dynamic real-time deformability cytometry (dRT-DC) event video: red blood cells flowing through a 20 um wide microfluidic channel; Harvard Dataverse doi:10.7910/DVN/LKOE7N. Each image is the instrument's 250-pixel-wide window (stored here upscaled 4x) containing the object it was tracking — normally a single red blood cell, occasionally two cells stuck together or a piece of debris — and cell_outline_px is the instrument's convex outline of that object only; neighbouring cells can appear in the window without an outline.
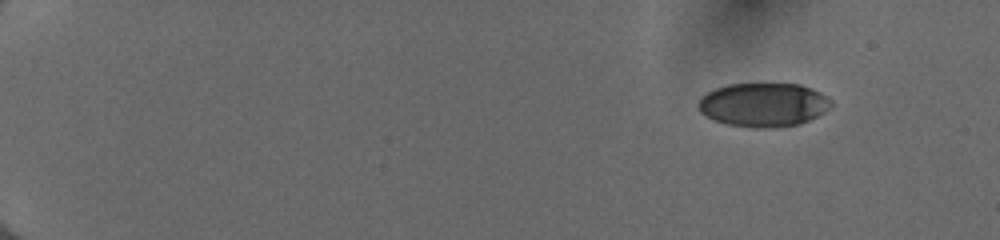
{"species": "human", "species_latin": "Homo sapiens", "temperature_condition": "cold", "stored_images_in_passage": 48, "camera_frame_rate_fps": 3000, "um_per_image_px": 0.085, "donor": {"sex": "female"}, "frame": {"image": 1, "passage_image": 1, "time_ms": 0.0, "image_size_px": [1000, 240], "cell_outline_px": [[832, 108], [800, 124], [776, 128], [756, 128], [724, 124], [700, 112], [696, 104], [700, 96], [716, 88], [728, 84], [800, 84], [812, 88], [828, 96], [832, 100]], "centroid_in_image_um": [64.91, 8.91], "position_along_channel_um": 20.1, "area_um2": 34.28}}
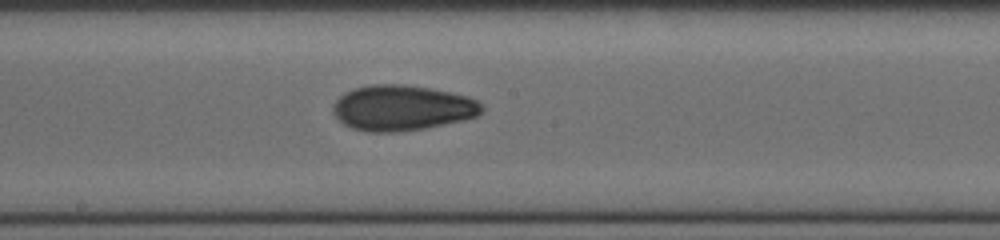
{"frame": {"image": 2, "passage_image": 27, "time_ms": 8.667, "image_size_px": [1000, 240], "cell_outline_px": [[484, 108], [476, 116], [464, 120], [424, 128], [396, 132], [368, 132], [352, 128], [344, 124], [332, 112], [332, 104], [344, 92], [352, 88], [372, 84], [404, 84], [428, 88], [468, 96], [476, 100]], "centroid_in_image_um": [34.13, 9.17], "position_along_channel_um": 214.1, "area_um2": 39.36}}
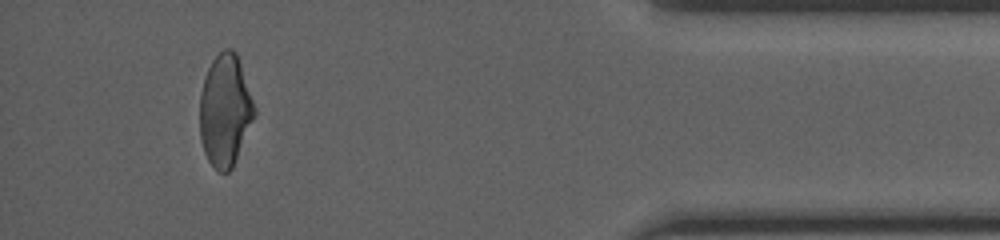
{"frame": {"image": 3, "passage_image": 45, "time_ms": 14.667, "image_size_px": [1000, 240], "cell_outline_px": [[256, 116], [232, 168], [228, 172], [220, 172], [208, 160], [204, 152], [200, 136], [200, 92], [204, 76], [212, 60], [224, 48], [232, 48], [236, 52], [256, 108]], "centroid_in_image_um": [19.14, 9.37], "position_along_channel_um": 416.1, "area_um2": 35.72}, "authors_computed_cell_mechanics": {"area_um2": 36.6452, "velocity_mm_per_s": 4.0633, "shape_relaxation_time_tau1_ms": 5.5241, "shape_relaxation_time_tau2_ms": 3.3865, "deformation_change_tau1": 0.1508, "deformation_change_tau2": 0.0918}}